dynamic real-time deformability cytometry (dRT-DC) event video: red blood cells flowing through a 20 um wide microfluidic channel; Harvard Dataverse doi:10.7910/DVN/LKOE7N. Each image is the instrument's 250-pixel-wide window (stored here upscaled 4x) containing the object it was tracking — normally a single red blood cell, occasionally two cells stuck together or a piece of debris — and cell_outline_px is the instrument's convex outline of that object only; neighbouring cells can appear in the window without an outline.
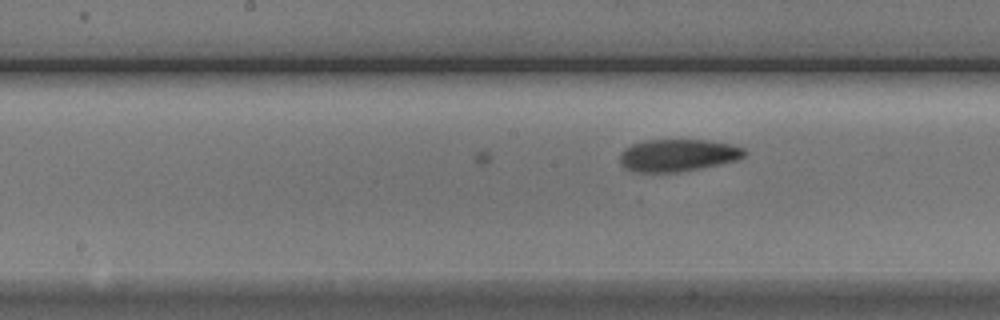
{"species": "Egyptian fruit bat (a non-hibernating species)", "species_latin": "Rousettus aegyptiacus", "temperature_condition": "cold", "stored_images_in_passage": 12, "camera_frame_rate_fps": 3000, "um_per_image_px": 0.085, "animal": {"sex": "male"}, "frame": {"image": 1, "passage_image": 12, "time_ms": 3.667, "image_size_px": [1000, 320], "cell_outline_px": [[744, 156], [736, 160], [720, 164], [680, 172], [632, 172], [620, 164], [620, 152], [624, 148], [632, 144], [644, 140], [704, 140], [732, 144], [744, 148]], "centroid_in_image_um": [57.57, 13.2], "position_along_channel_um": 190.6, "area_um2": 23.47}}